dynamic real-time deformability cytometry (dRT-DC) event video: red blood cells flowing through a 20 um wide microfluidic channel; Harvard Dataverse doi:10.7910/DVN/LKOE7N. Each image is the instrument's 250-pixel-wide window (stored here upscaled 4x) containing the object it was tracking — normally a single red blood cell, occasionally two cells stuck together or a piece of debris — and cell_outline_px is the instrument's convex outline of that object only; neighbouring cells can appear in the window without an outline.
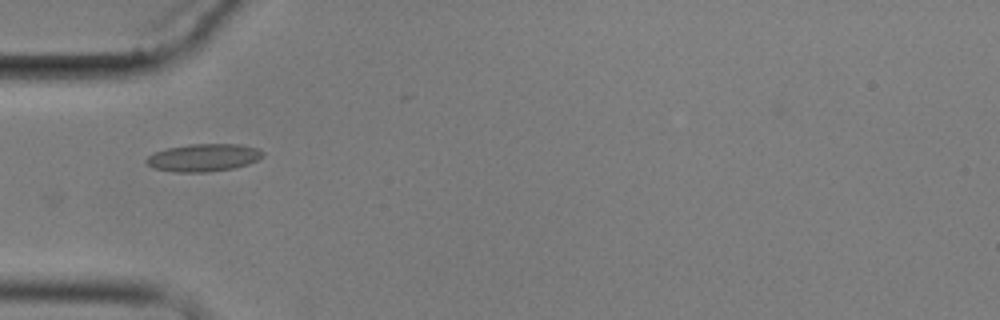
{"species": "common noctule bat (a hibernating species)", "species_latin": "Nyctalus noctula", "temperature_condition": "cold", "stored_images_in_passage": 5, "camera_frame_rate_fps": 3000, "um_per_image_px": 0.085, "animal": {"sex": "male", "body_mass_g": 17.9}, "frame": {"image": 1, "passage_image": 1, "time_ms": 0.0, "image_size_px": [1000, 320], "cell_outline_px": [[264, 156], [248, 164], [236, 168], [208, 172], [176, 172], [152, 168], [144, 160], [148, 156], [156, 152], [168, 148], [188, 144], [240, 144], [260, 148], [264, 152]], "centroid_in_image_um": [17.33, 13.4], "position_along_channel_um": 67.7, "area_um2": 18.9}}
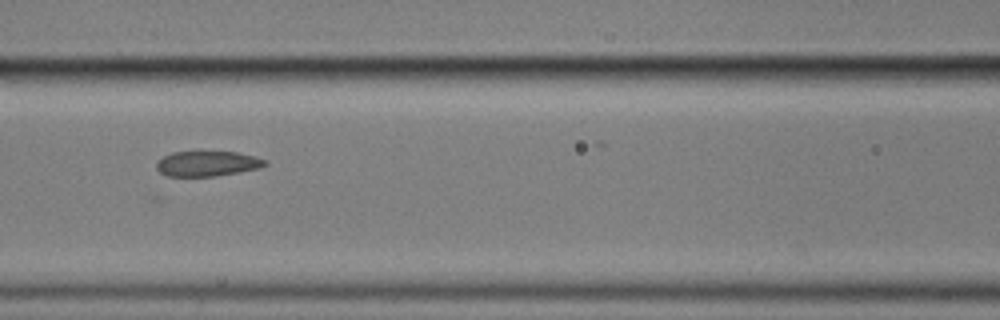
{"frame": {"image": 2, "passage_image": 3, "time_ms": 2.333, "image_size_px": [1000, 320], "cell_outline_px": [[268, 164], [256, 168], [216, 176], [168, 176], [160, 172], [156, 168], [156, 164], [164, 156], [172, 152], [236, 152], [256, 156], [268, 160]], "centroid_in_image_um": [17.63, 13.9], "position_along_channel_um": 149.0, "area_um2": 15.72}}
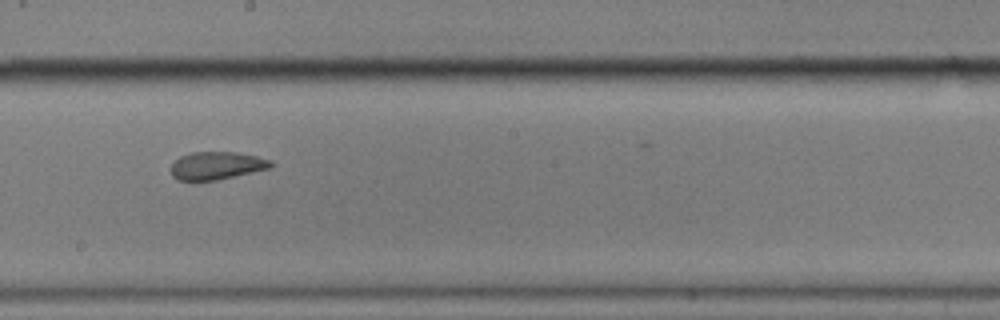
{"frame": {"image": 3, "passage_image": 5, "time_ms": 4.667, "image_size_px": [1000, 320], "cell_outline_px": [[272, 168], [216, 180], [176, 180], [172, 176], [172, 164], [180, 156], [192, 152], [236, 152], [256, 156], [272, 160]], "centroid_in_image_um": [18.43, 14.07], "position_along_channel_um": 229.8, "area_um2": 16.13}}